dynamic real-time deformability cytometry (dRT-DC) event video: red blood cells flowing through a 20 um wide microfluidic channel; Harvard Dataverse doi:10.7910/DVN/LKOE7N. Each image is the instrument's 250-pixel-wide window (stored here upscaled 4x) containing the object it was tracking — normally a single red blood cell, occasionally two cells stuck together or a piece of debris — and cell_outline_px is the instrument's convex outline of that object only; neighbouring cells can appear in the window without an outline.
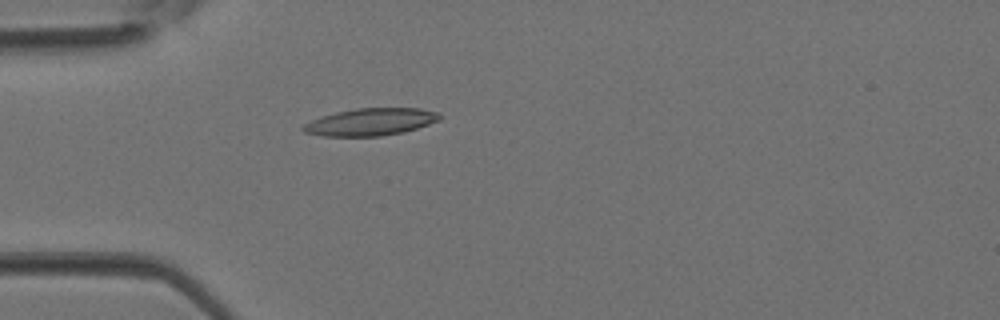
{"species": "Egyptian fruit bat (a non-hibernating species)", "species_latin": "Rousettus aegyptiacus", "temperature_condition": "room temperature", "stored_images_in_passage": 3, "camera_frame_rate_fps": 3000, "um_per_image_px": 0.085, "animal": {"sex": "female"}, "frame": {"image": 1, "passage_image": 3, "time_ms": 0.667, "image_size_px": [1000, 320], "cell_outline_px": [[440, 120], [404, 132], [380, 136], [324, 136], [304, 132], [300, 128], [304, 124], [312, 120], [336, 112], [356, 108], [420, 108], [436, 112], [440, 116]], "centroid_in_image_um": [31.49, 10.36], "position_along_channel_um": 53.5, "area_um2": 21.5}}